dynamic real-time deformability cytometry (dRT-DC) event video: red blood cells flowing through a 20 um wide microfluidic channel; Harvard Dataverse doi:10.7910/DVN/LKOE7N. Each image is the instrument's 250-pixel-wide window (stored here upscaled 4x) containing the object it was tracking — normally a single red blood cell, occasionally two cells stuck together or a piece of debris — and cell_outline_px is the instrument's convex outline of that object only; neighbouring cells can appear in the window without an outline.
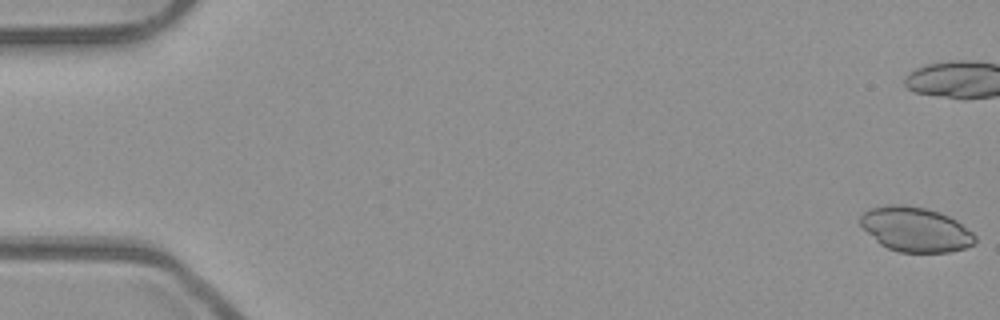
{"species": "common noctule bat (a hibernating species)", "species_latin": "Nyctalus noctula", "temperature_condition": "room temperature", "stored_images_in_passage": 47, "camera_frame_rate_fps": 3000, "um_per_image_px": 0.085, "animal": {"sex": "male", "body_mass_g": 23.1, "forearm_length_mm": 52.7}, "frame": {"image": 1, "passage_image": 1, "time_ms": 0.0, "image_size_px": [1000, 320], "cell_outline_px": [[976, 240], [972, 244], [964, 248], [948, 252], [900, 252], [888, 248], [880, 244], [860, 224], [860, 216], [868, 208], [884, 204], [904, 204], [924, 208], [940, 212], [956, 220], [972, 232], [976, 236]], "centroid_in_image_um": [77.8, 19.48], "position_along_channel_um": 7.2, "area_um2": 29.77}}